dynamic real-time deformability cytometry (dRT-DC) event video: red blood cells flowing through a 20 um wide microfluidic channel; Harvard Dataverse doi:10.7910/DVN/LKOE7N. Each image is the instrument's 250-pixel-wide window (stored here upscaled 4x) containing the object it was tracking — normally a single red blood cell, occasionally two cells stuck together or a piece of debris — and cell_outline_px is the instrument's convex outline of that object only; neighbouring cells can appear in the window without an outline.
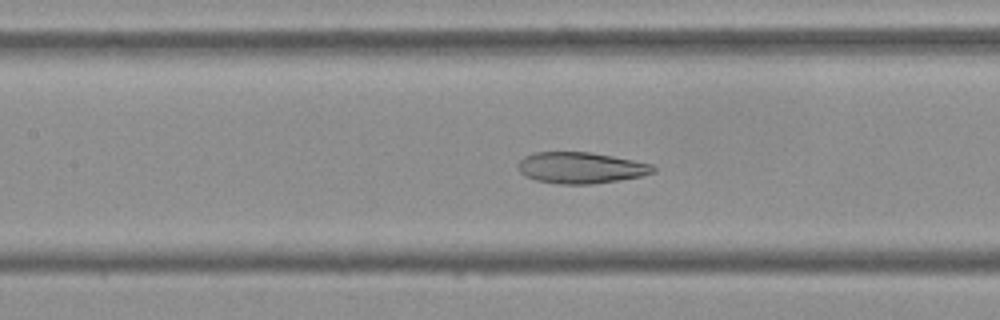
{"species": "Egyptian fruit bat (a non-hibernating species)", "species_latin": "Rousettus aegyptiacus", "temperature_condition": "cold", "stored_images_in_passage": 45, "camera_frame_rate_fps": 3000, "um_per_image_px": 0.085, "frame": {"image": 1, "passage_image": 15, "time_ms": 4.667, "image_size_px": [1000, 320], "cell_outline_px": [[656, 172], [640, 176], [620, 180], [592, 184], [560, 184], [536, 180], [524, 176], [516, 168], [516, 164], [524, 156], [536, 152], [588, 152], [612, 156], [652, 164], [656, 168]], "centroid_in_image_um": [49.33, 14.26], "position_along_channel_um": 158.1, "area_um2": 24.68}}
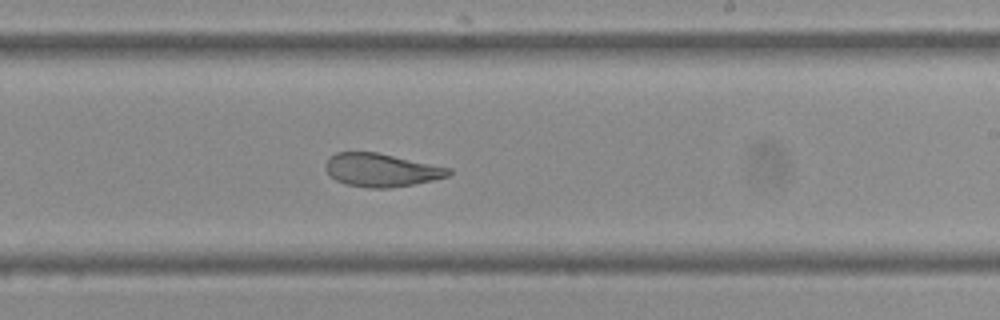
{"frame": {"image": 2, "passage_image": 23, "time_ms": 7.333, "image_size_px": [1000, 320], "cell_outline_px": [[452, 172], [448, 176], [432, 180], [412, 184], [388, 188], [368, 188], [344, 184], [336, 180], [324, 168], [324, 164], [328, 156], [336, 152], [376, 152], [452, 168]], "centroid_in_image_um": [32.37, 14.45], "position_along_channel_um": 256.6, "area_um2": 23.87}}
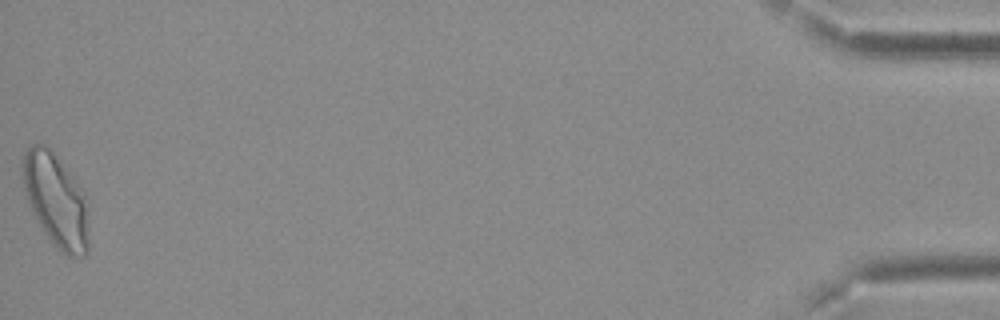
{"frame": {"image": 3, "passage_image": 45, "time_ms": 14.667, "image_size_px": [1000, 320], "cell_outline_px": [[88, 252], [84, 256], [68, 256], [56, 248], [44, 232], [28, 204], [24, 188], [20, 160], [24, 152], [32, 144], [40, 140], [76, 176], [84, 196], [88, 224]], "centroid_in_image_um": [4.73, 16.97], "position_along_channel_um": 430.5, "area_um2": 36.3}, "authors_computed_cell_mechanics": {"area_um2": 27.0504, "velocity_mm_per_s": 3.706, "shape_relaxation_time_tau1_ms": null, "shape_relaxation_time_tau2_ms": 2.1327, "deformation_change_tau1": null, "deformation_change_tau2": 0.0775}}